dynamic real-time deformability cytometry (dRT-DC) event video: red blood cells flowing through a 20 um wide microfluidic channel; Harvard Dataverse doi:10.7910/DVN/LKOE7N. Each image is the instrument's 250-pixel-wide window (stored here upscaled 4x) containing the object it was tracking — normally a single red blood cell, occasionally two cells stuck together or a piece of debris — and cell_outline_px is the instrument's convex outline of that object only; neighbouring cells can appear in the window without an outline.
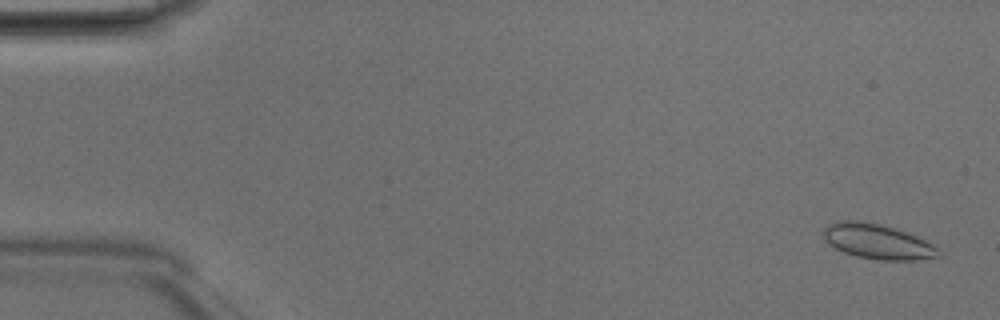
{"species": "Egyptian fruit bat (a non-hibernating species)", "species_latin": "Rousettus aegyptiacus", "temperature_condition": "room temperature", "stored_images_in_passage": 49, "camera_frame_rate_fps": 3000, "um_per_image_px": 0.085, "animal": {"sex": "male"}, "frame": {"image": 1, "passage_image": 2, "time_ms": 0.333, "image_size_px": [1000, 320], "cell_outline_px": [[940, 256], [916, 260], [876, 260], [856, 256], [844, 252], [836, 248], [824, 236], [824, 228], [828, 224], [848, 220], [852, 220], [880, 224], [916, 236], [932, 244], [940, 252]], "centroid_in_image_um": [74.61, 20.55], "position_along_channel_um": 10.4, "area_um2": 22.83}}
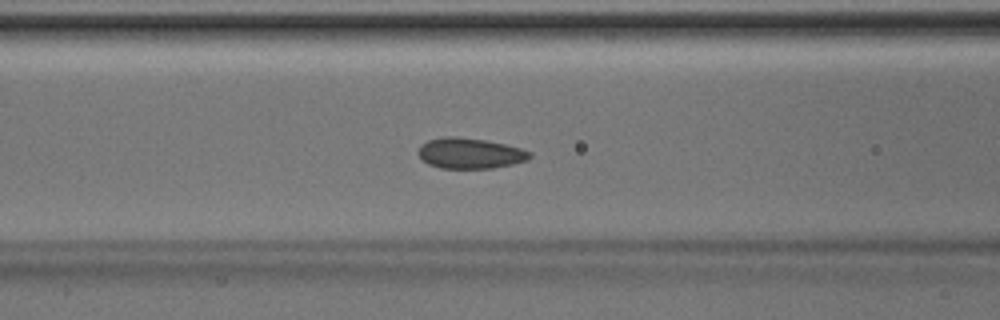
{"frame": {"image": 2, "passage_image": 20, "time_ms": 6.333, "image_size_px": [1000, 320], "cell_outline_px": [[532, 156], [528, 160], [512, 164], [492, 168], [440, 168], [428, 164], [416, 152], [420, 144], [428, 140], [444, 136], [456, 136], [484, 140], [504, 144], [520, 148], [532, 152]], "centroid_in_image_um": [39.93, 13.02], "position_along_channel_um": 126.7, "area_um2": 19.94}}
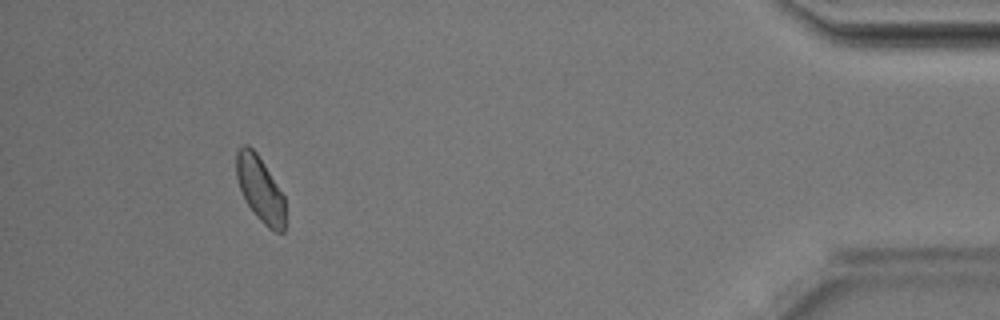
{"frame": {"image": 3, "passage_image": 45, "time_ms": 14.667, "image_size_px": [1000, 320], "cell_outline_px": [[284, 232], [276, 232], [268, 228], [256, 216], [244, 200], [236, 176], [236, 152], [244, 144], [248, 144], [256, 152], [264, 164], [284, 196]], "centroid_in_image_um": [22.09, 16.07], "position_along_channel_um": 413.1, "area_um2": 18.44}, "authors_computed_cell_mechanics": {"area_um2": 19.7098, "velocity_mm_per_s": 4.1766, "shape_relaxation_time_tau1_ms": 1.4827, "shape_relaxation_time_tau2_ms": null, "deformation_change_tau1": 0.049, "deformation_change_tau2": null}}